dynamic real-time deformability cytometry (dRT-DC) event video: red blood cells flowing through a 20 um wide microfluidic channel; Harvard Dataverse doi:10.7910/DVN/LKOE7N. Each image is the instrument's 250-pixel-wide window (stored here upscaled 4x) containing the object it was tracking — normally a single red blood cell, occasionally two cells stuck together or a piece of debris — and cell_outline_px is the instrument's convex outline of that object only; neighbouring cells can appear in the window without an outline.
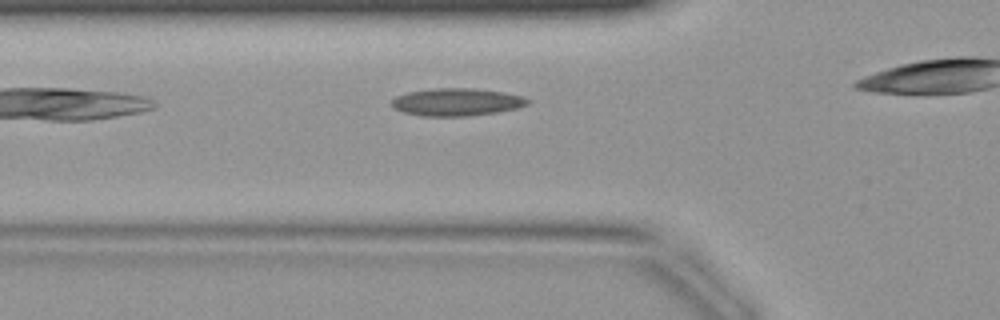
{"species": "common noctule bat (a hibernating species)", "species_latin": "Nyctalus noctula", "temperature_condition": "warm", "stored_images_in_passage": 15, "camera_frame_rate_fps": 3000, "um_per_image_px": 0.085, "animal": {"sex": "female", "body_mass_g": 19.9}, "frame": {"image": 1, "passage_image": 3, "time_ms": 0.667, "image_size_px": [1000, 320], "cell_outline_px": [[528, 104], [516, 108], [496, 112], [468, 116], [420, 116], [404, 112], [392, 108], [392, 100], [396, 96], [408, 92], [436, 88], [472, 88], [504, 92], [520, 96], [528, 100]], "centroid_in_image_um": [38.77, 8.67], "position_along_channel_um": 87.0, "area_um2": 21.68}}
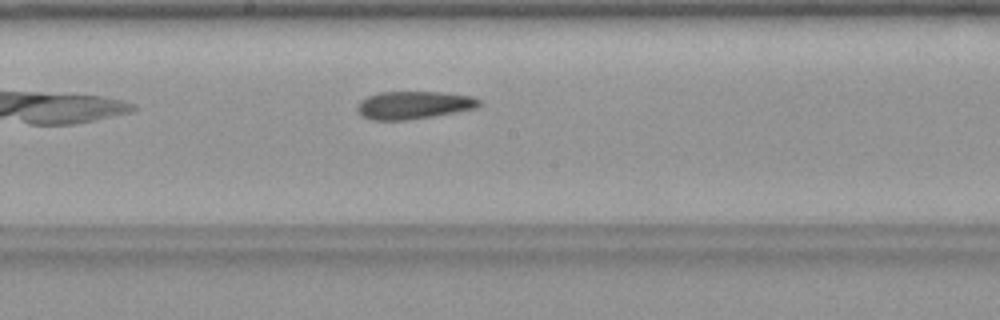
{"frame": {"image": 2, "passage_image": 11, "time_ms": 3.333, "image_size_px": [1000, 320], "cell_outline_px": [[480, 104], [476, 108], [432, 116], [408, 120], [372, 120], [364, 116], [356, 108], [360, 100], [368, 96], [380, 92], [440, 92], [472, 96], [480, 100]], "centroid_in_image_um": [35.15, 8.93], "position_along_channel_um": 213.0, "area_um2": 19.54}}